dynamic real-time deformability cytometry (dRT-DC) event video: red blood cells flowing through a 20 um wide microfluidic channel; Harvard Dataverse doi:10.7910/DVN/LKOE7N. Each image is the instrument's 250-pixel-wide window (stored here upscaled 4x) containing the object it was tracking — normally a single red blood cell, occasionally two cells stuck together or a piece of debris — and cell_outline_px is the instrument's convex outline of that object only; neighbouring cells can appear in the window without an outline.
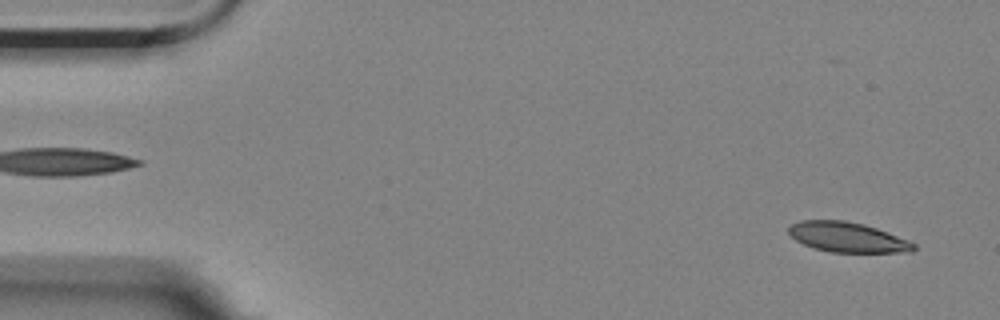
{"species": "Egyptian fruit bat (a non-hibernating species)", "species_latin": "Rousettus aegyptiacus", "temperature_condition": "room temperature", "stored_images_in_passage": 4, "segment_of_instrument_passage": [2, 2], "camera_frame_rate_fps": 3000, "um_per_image_px": 0.085, "animal": {"sex": "female"}, "frame": {"image": 1, "passage_image": 4, "time_ms": 3.333, "image_size_px": [1000, 320], "cell_outline_px": [[916, 248], [912, 252], [828, 252], [804, 244], [796, 240], [788, 232], [788, 228], [792, 224], [800, 220], [844, 220], [864, 224], [876, 228], [908, 240], [916, 244]], "centroid_in_image_um": [72.04, 20.16], "position_along_channel_um": 13.0, "area_um2": 21.73}}